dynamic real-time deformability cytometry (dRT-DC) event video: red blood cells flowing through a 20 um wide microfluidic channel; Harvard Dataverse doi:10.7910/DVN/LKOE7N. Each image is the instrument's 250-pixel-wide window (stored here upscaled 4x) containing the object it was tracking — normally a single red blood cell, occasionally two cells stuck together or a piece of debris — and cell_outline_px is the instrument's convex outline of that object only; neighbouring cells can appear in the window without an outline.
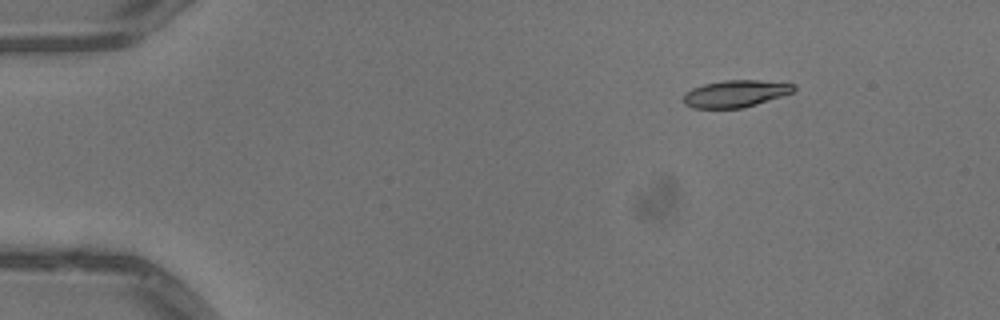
{"species": "common noctule bat (a hibernating species)", "species_latin": "Nyctalus noctula", "temperature_condition": "warm", "stored_images_in_passage": 45, "camera_frame_rate_fps": 3000, "um_per_image_px": 0.085, "animal": {"sex": "male", "body_mass_g": 13.3}, "frame": {"image": 1, "passage_image": 1, "time_ms": 0.0, "image_size_px": [1000, 320], "cell_outline_px": [[796, 88], [792, 92], [744, 108], [692, 108], [684, 104], [684, 92], [692, 88], [704, 84], [724, 80], [760, 80], [796, 84]], "centroid_in_image_um": [62.49, 7.96], "position_along_channel_um": 22.5, "area_um2": 17.34}}
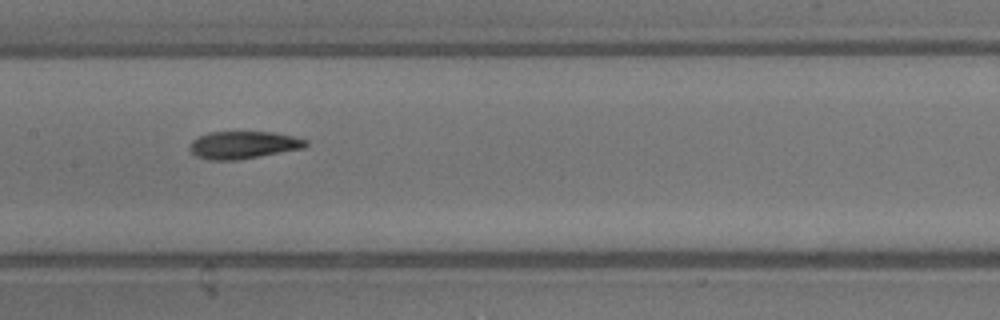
{"frame": {"image": 2, "passage_image": 20, "time_ms": 6.333, "image_size_px": [1000, 320], "cell_outline_px": [[308, 144], [304, 148], [236, 160], [208, 160], [196, 156], [188, 148], [192, 140], [208, 132], [272, 132], [292, 136], [308, 140]], "centroid_in_image_um": [20.66, 12.32], "position_along_channel_um": 186.7, "area_um2": 18.5}}
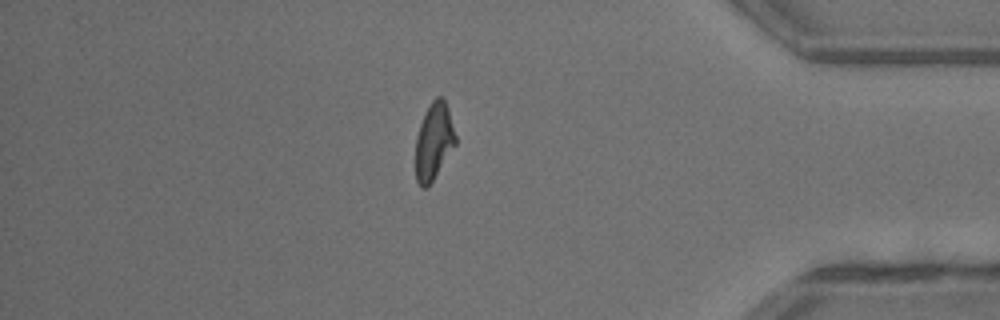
{"frame": {"image": 3, "passage_image": 38, "time_ms": 12.333, "image_size_px": [1000, 320], "cell_outline_px": [[456, 144], [428, 188], [424, 188], [416, 180], [416, 136], [420, 124], [432, 100], [436, 96], [440, 96], [444, 100], [448, 108], [456, 136]], "centroid_in_image_um": [36.88, 12.03], "position_along_channel_um": 398.3, "area_um2": 17.69}}